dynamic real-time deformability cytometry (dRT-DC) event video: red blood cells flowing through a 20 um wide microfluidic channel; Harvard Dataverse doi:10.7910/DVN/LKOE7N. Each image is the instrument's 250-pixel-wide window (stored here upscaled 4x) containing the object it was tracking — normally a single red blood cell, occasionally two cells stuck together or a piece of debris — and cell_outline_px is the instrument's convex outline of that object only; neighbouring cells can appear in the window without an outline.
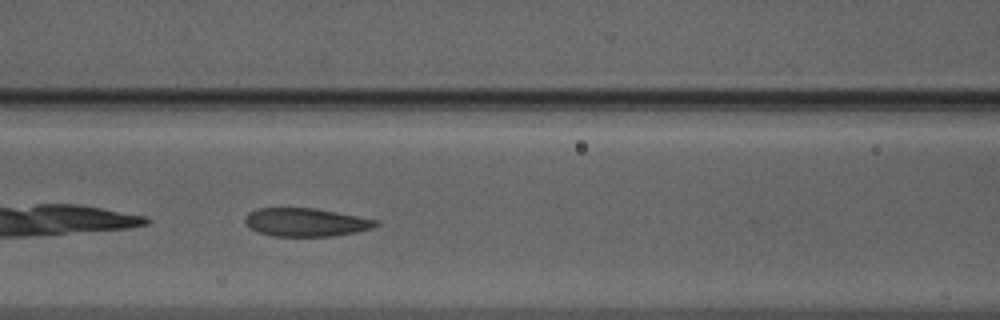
{"species": "Egyptian fruit bat (a non-hibernating species)", "species_latin": "Rousettus aegyptiacus", "temperature_condition": "warm", "stored_images_in_passage": 7, "camera_frame_rate_fps": 3000, "um_per_image_px": 0.085, "animal": {"sex": "male"}, "frame": {"image": 1, "passage_image": 6, "time_ms": 1.667, "image_size_px": [1000, 320], "cell_outline_px": [[380, 224], [372, 228], [356, 232], [332, 236], [272, 236], [256, 232], [244, 220], [244, 216], [248, 212], [256, 208], [316, 208], [380, 220]], "centroid_in_image_um": [26.01, 18.88], "position_along_channel_um": 140.6, "area_um2": 21.73}}